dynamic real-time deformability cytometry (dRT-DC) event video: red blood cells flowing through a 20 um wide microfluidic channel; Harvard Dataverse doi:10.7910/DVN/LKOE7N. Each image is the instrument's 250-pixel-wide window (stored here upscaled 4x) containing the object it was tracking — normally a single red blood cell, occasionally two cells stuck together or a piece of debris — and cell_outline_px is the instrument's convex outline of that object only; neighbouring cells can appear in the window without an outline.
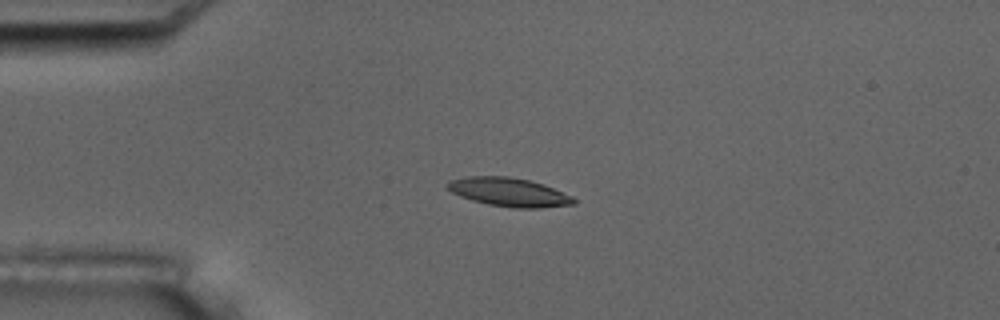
{"species": "common noctule bat (a hibernating species)", "species_latin": "Nyctalus noctula", "temperature_condition": "room temperature", "stored_images_in_passage": 11, "camera_frame_rate_fps": 3000, "um_per_image_px": 0.085, "animal": {"sex": "male", "body_mass_g": 17.5, "forearm_length_mm": 52.3}, "frame": {"image": 1, "passage_image": 4, "time_ms": 1.0, "image_size_px": [1000, 320], "cell_outline_px": [[576, 204], [540, 208], [512, 208], [488, 204], [472, 200], [460, 196], [452, 192], [444, 184], [452, 180], [468, 176], [508, 176], [528, 180], [544, 184], [572, 196], [576, 200]], "centroid_in_image_um": [43.28, 16.33], "position_along_channel_um": 41.7, "area_um2": 21.1}}
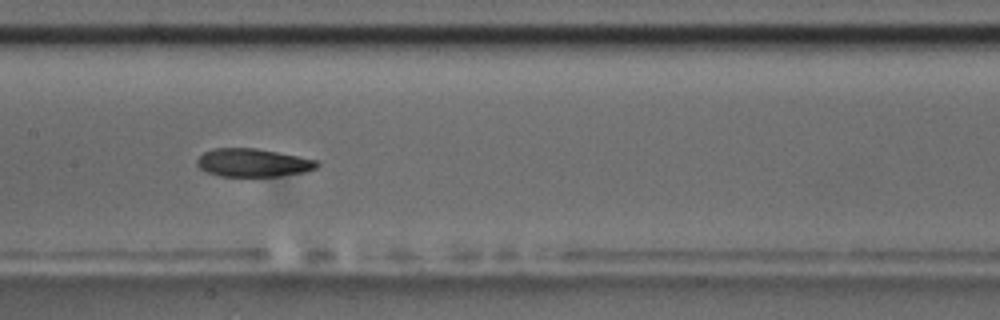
{"frame": {"image": 2, "passage_image": 8, "time_ms": 2.333, "image_size_px": [1000, 320], "cell_outline_px": [[320, 164], [316, 168], [304, 172], [280, 176], [220, 176], [204, 172], [196, 164], [196, 160], [204, 152], [216, 148], [256, 148], [316, 160]], "centroid_in_image_um": [21.47, 13.84], "position_along_channel_um": 185.9, "area_um2": 19.59}}